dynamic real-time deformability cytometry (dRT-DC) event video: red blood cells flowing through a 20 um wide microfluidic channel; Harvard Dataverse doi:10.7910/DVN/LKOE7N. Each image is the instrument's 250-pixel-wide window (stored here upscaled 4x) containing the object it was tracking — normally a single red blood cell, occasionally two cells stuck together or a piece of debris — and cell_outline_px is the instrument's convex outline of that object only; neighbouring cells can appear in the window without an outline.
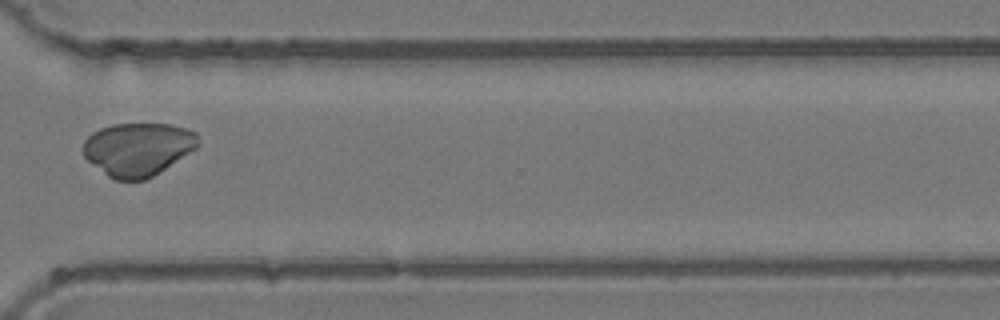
{"species": "common noctule bat (a hibernating species)", "species_latin": "Nyctalus noctula", "temperature_condition": "room temperature", "stored_images_in_passage": 43, "camera_frame_rate_fps": 3000, "um_per_image_px": 0.085, "animal": {"sex": "female", "body_mass_g": 24.6, "forearm_length_mm": 56.2}, "frame": {"image": 1, "passage_image": 31, "time_ms": 10.0, "image_size_px": [1000, 320], "cell_outline_px": [[200, 144], [196, 148], [152, 176], [144, 180], [116, 180], [108, 176], [92, 164], [84, 156], [84, 140], [92, 132], [100, 128], [112, 124], [172, 124], [196, 132]], "centroid_in_image_um": [11.71, 12.66], "position_along_channel_um": 358.9, "area_um2": 35.37}}